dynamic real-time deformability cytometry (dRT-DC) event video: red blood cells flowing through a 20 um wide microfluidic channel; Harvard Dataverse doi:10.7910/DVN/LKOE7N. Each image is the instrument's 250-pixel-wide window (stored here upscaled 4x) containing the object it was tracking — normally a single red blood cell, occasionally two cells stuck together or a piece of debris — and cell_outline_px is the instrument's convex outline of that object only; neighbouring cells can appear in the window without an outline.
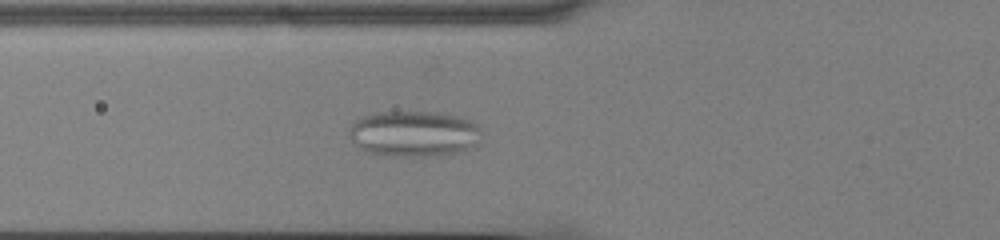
{"species": "common noctule bat (a hibernating species)", "species_latin": "Nyctalus noctula", "temperature_condition": "cold", "stored_images_in_passage": 58, "camera_frame_rate_fps": 3000, "um_per_image_px": 0.085, "animal": {"sex": "male", "body_mass_g": 13.0, "forearm_length_mm": 53.1}, "frame": {"image": 1, "passage_image": 23, "time_ms": 7.333, "image_size_px": [1000, 240], "cell_outline_px": [[484, 132], [480, 144], [476, 148], [460, 152], [428, 156], [392, 156], [368, 152], [360, 148], [348, 136], [348, 128], [360, 116], [372, 112], [436, 112], [456, 116], [472, 120], [480, 124]], "centroid_in_image_um": [35.26, 11.36], "position_along_channel_um": 90.5, "area_um2": 36.3}}
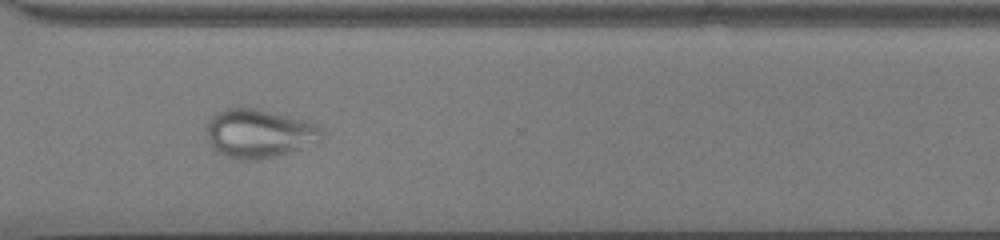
{"frame": {"image": 2, "passage_image": 44, "time_ms": 14.333, "image_size_px": [1000, 240], "cell_outline_px": [[320, 140], [272, 156], [256, 160], [224, 156], [216, 152], [212, 148], [204, 132], [204, 128], [208, 120], [216, 112], [224, 108], [252, 108], [304, 120], [316, 124], [320, 128]], "centroid_in_image_um": [21.87, 11.32], "position_along_channel_um": 348.7, "area_um2": 31.91}}
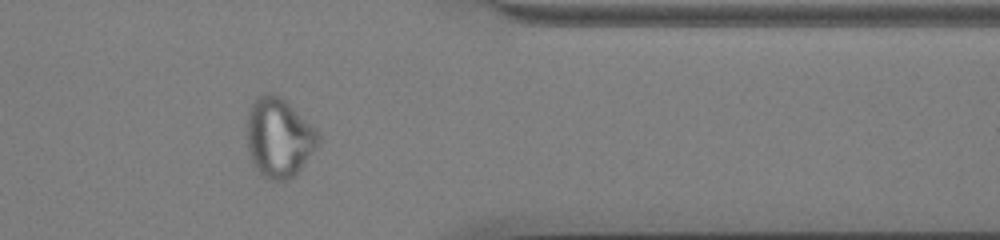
{"frame": {"image": 3, "passage_image": 48, "time_ms": 15.667, "image_size_px": [1000, 240], "cell_outline_px": [[320, 144], [296, 176], [288, 180], [268, 180], [256, 168], [252, 160], [248, 148], [248, 112], [252, 104], [260, 96], [268, 92], [272, 92], [280, 96], [316, 128], [320, 136]], "centroid_in_image_um": [23.76, 11.72], "position_along_channel_um": 387.6, "area_um2": 32.95}}